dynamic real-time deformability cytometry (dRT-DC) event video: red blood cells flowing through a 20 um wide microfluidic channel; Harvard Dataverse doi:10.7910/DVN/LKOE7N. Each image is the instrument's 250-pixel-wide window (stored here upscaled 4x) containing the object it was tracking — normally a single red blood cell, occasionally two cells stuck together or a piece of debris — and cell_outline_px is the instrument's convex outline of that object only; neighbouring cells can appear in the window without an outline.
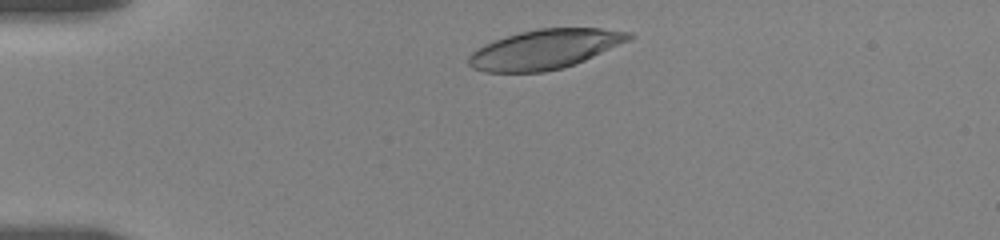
{"species": "human", "species_latin": "Homo sapiens", "temperature_condition": "room temperature", "stored_images_in_passage": 32, "camera_frame_rate_fps": 3000, "um_per_image_px": 0.085, "donor": {"sex": "female"}, "frame": {"image": 1, "passage_image": 3, "time_ms": 1.0, "image_size_px": [1000, 240], "cell_outline_px": [[632, 36], [628, 40], [584, 60], [564, 68], [544, 72], [484, 72], [472, 68], [468, 64], [468, 56], [476, 48], [484, 44], [520, 32], [540, 28], [600, 28], [632, 32]], "centroid_in_image_um": [46.26, 4.19], "position_along_channel_um": 38.7, "area_um2": 36.59}}
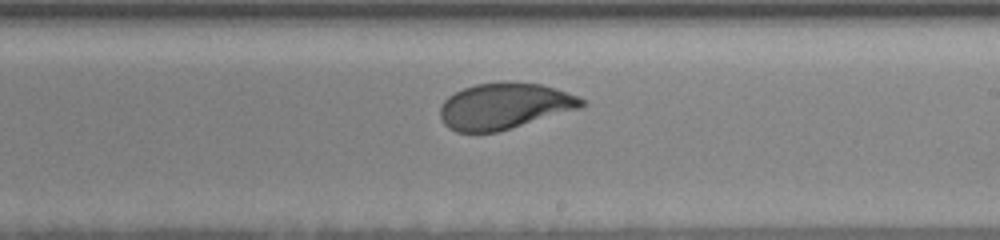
{"frame": {"image": 2, "passage_image": 18, "time_ms": 8.0, "image_size_px": [1000, 240], "cell_outline_px": [[588, 104], [580, 108], [496, 132], [456, 132], [448, 128], [444, 124], [440, 116], [440, 108], [444, 100], [448, 96], [464, 88], [476, 84], [504, 80], [540, 84], [556, 88], [588, 100]], "centroid_in_image_um": [42.88, 8.99], "position_along_channel_um": 246.1, "area_um2": 38.21}}
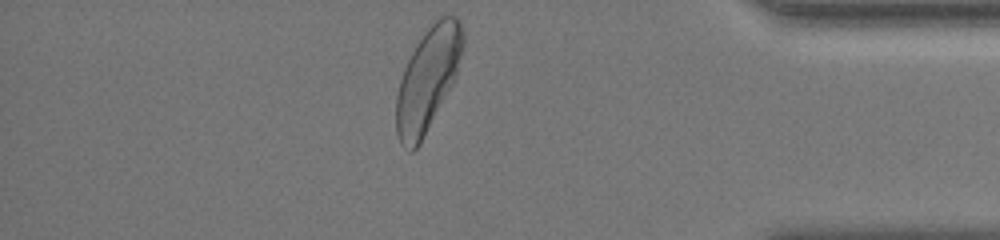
{"frame": {"image": 3, "passage_image": 32, "time_ms": 13.0, "image_size_px": [1000, 240], "cell_outline_px": [[464, 44], [456, 76], [452, 84], [420, 144], [412, 152], [408, 152], [400, 144], [396, 132], [396, 96], [400, 80], [404, 68], [416, 44], [424, 32], [440, 16], [448, 12], [456, 16], [460, 20], [464, 36]], "centroid_in_image_um": [36.36, 6.72], "position_along_channel_um": 398.8, "area_um2": 40.17}, "authors_computed_cell_mechanics": {"area_um2": 38.4948, "velocity_mm_per_s": 3.5716, "shape_relaxation_time_tau1_ms": 2.469, "shape_relaxation_time_tau2_ms": 0.7704, "deformation_change_tau1": 0.1573, "deformation_change_tau2": 0.055}}